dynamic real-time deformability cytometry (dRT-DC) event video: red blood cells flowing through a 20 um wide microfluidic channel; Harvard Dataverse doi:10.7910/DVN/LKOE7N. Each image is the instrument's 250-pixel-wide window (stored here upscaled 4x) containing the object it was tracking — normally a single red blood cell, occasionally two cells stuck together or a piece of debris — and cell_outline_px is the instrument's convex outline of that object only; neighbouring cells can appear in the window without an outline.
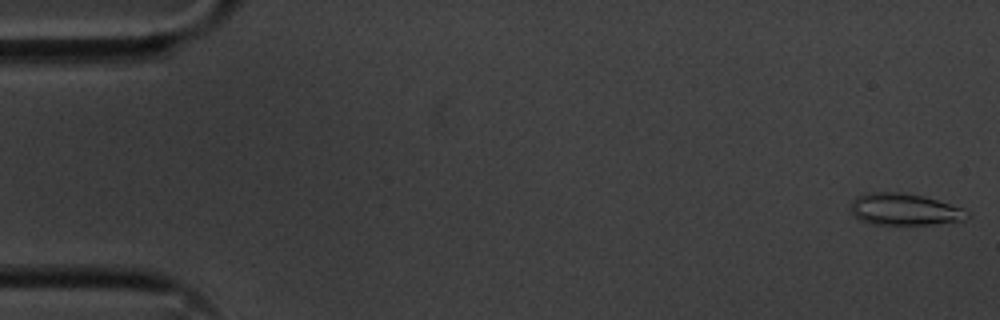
{"species": "common noctule bat (a hibernating species)", "species_latin": "Nyctalus noctula", "temperature_condition": "cold", "stored_images_in_passage": 55, "camera_frame_rate_fps": 3000, "um_per_image_px": 0.085, "animal": {"sex": "male", "body_mass_g": 20.1, "forearm_length_mm": 53.5}, "frame": {"image": 1, "passage_image": 1, "time_ms": 0.0, "image_size_px": [1000, 320], "cell_outline_px": [[972, 216], [964, 220], [932, 224], [872, 224], [860, 220], [852, 212], [852, 200], [856, 196], [864, 192], [904, 192], [924, 196], [964, 208]], "centroid_in_image_um": [76.9, 17.78], "position_along_channel_um": 8.1, "area_um2": 21.68}}
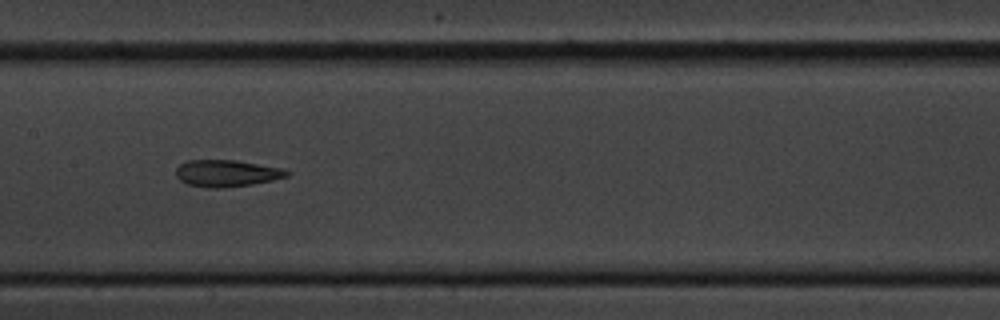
{"frame": {"image": 2, "passage_image": 27, "time_ms": 8.667, "image_size_px": [1000, 320], "cell_outline_px": [[292, 172], [288, 176], [272, 180], [252, 184], [220, 188], [208, 188], [188, 184], [180, 180], [176, 176], [176, 168], [180, 164], [188, 160], [236, 160], [280, 168]], "centroid_in_image_um": [19.25, 14.73], "position_along_channel_um": 188.1, "area_um2": 17.22}}
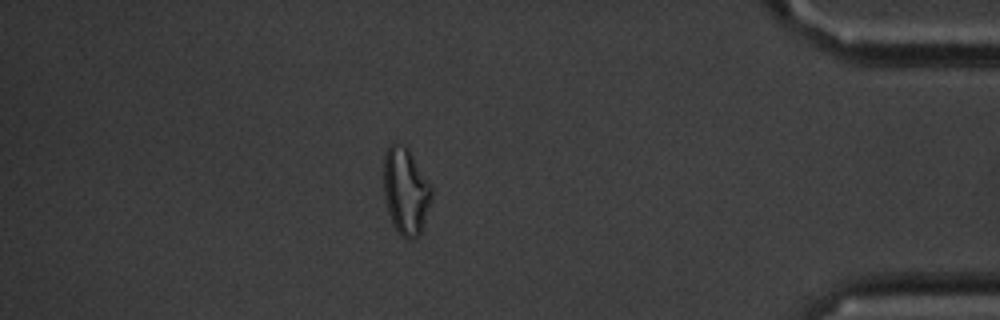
{"frame": {"image": 3, "passage_image": 48, "time_ms": 15.667, "image_size_px": [1000, 320], "cell_outline_px": [[432, 200], [420, 232], [416, 236], [408, 240], [400, 236], [392, 224], [388, 212], [384, 196], [384, 152], [396, 140], [404, 144], [408, 148], [432, 184]], "centroid_in_image_um": [34.49, 16.21], "position_along_channel_um": 400.7, "area_um2": 24.62}, "authors_computed_cell_mechanics": {"area_um2": 18.9584, "velocity_mm_per_s": 3.6015, "shape_relaxation_time_tau1_ms": null, "shape_relaxation_time_tau2_ms": 5.0597, "deformation_change_tau1": null, "deformation_change_tau2": 0.136}}